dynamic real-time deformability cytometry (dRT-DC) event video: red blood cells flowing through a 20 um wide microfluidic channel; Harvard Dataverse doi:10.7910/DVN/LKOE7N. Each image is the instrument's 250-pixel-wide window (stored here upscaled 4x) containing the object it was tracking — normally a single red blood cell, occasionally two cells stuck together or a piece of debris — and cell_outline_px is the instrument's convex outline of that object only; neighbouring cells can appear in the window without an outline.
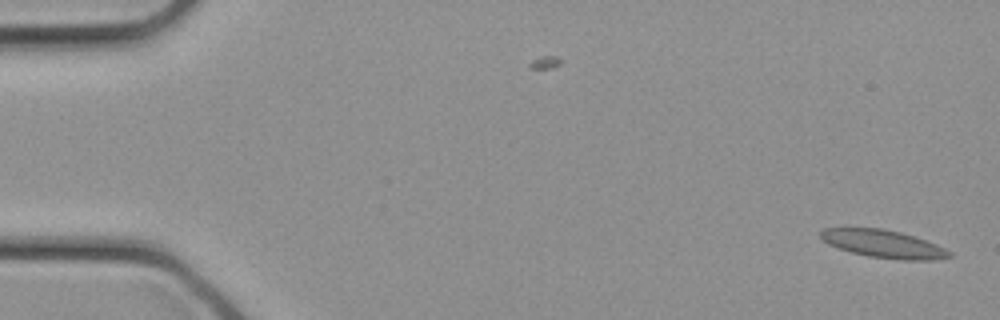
{"species": "common noctule bat (a hibernating species)", "species_latin": "Nyctalus noctula", "temperature_condition": "cold", "stored_images_in_passage": 4, "camera_frame_rate_fps": 3000, "um_per_image_px": 0.085, "animal": {"sex": "female", "body_mass_g": 21.9}, "frame": {"image": 1, "passage_image": 4, "time_ms": 1.0, "image_size_px": [1000, 320], "cell_outline_px": [[952, 256], [936, 260], [904, 260], [868, 256], [852, 252], [828, 244], [820, 236], [820, 232], [824, 228], [880, 228], [900, 232], [936, 244], [952, 252]], "centroid_in_image_um": [75.11, 20.73], "position_along_channel_um": 9.9, "area_um2": 20.58}}